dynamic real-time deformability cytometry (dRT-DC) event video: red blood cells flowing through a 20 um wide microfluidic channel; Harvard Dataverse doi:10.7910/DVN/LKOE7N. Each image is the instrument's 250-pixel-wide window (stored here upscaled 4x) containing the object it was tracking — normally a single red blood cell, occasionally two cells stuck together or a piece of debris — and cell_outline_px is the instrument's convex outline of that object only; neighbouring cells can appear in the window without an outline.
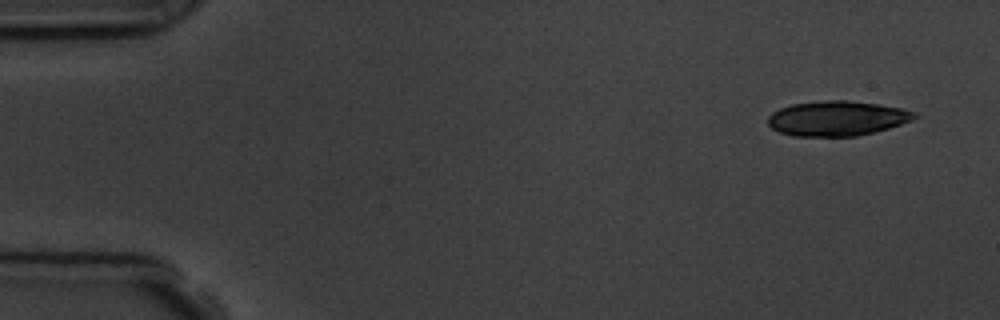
{"species": "common noctule bat (a hibernating species)", "species_latin": "Nyctalus noctula", "temperature_condition": "room temperature", "stored_images_in_passage": 5, "camera_frame_rate_fps": 3000, "um_per_image_px": 0.085, "animal": {"sex": "male", "body_mass_g": 19.5, "forearm_length_mm": 54.6}, "frame": {"image": 1, "passage_image": 1, "time_ms": 0.0, "image_size_px": [1000, 320], "cell_outline_px": [[916, 116], [912, 120], [888, 128], [856, 136], [792, 136], [780, 132], [772, 128], [768, 124], [768, 116], [772, 112], [780, 108], [792, 104], [824, 100], [844, 100], [880, 104], [904, 108], [916, 112]], "centroid_in_image_um": [71.14, 10.05], "position_along_channel_um": 13.9, "area_um2": 29.77}}